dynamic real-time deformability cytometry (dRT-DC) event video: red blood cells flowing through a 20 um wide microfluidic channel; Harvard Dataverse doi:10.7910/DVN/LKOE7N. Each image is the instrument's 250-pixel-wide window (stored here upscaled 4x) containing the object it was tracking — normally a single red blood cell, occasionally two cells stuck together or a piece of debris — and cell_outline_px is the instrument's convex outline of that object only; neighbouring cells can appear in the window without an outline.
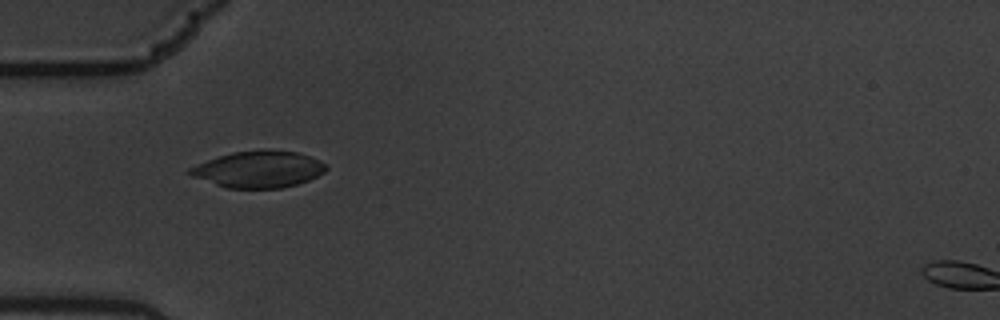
{"species": "common noctule bat (a hibernating species)", "species_latin": "Nyctalus noctula", "temperature_condition": "warm", "stored_images_in_passage": 4, "camera_frame_rate_fps": 3000, "um_per_image_px": 0.085, "animal": {"sex": "male", "body_mass_g": 19.5, "forearm_length_mm": 54.6}, "frame": {"image": 1, "passage_image": 3, "time_ms": 0.667, "image_size_px": [1000, 320], "cell_outline_px": [[328, 168], [324, 172], [308, 180], [296, 184], [280, 188], [228, 188], [192, 176], [184, 172], [188, 168], [208, 160], [232, 152], [264, 148], [268, 148], [296, 152], [320, 160], [328, 164]], "centroid_in_image_um": [21.99, 14.37], "position_along_channel_um": 63.0, "area_um2": 29.19}}
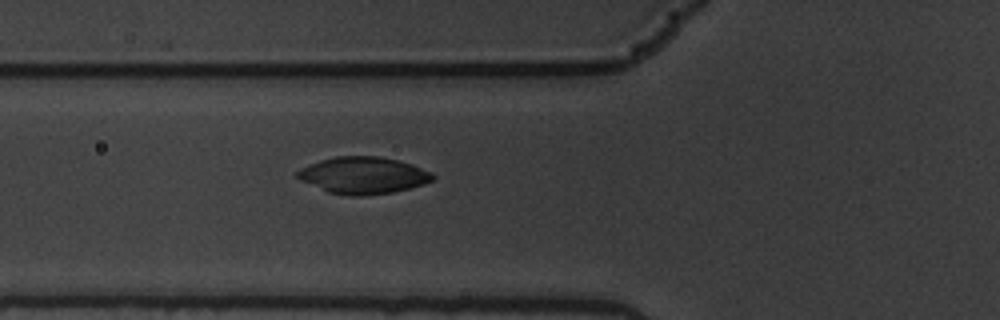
{"frame": {"image": 2, "passage_image": 4, "time_ms": 1.0, "image_size_px": [1000, 320], "cell_outline_px": [[436, 176], [432, 180], [424, 184], [392, 192], [364, 196], [348, 196], [328, 192], [300, 180], [296, 176], [296, 172], [300, 168], [308, 164], [320, 160], [336, 156], [380, 156], [400, 160], [412, 164], [432, 172]], "centroid_in_image_um": [30.87, 14.9], "position_along_channel_um": 94.9, "area_um2": 29.25}}